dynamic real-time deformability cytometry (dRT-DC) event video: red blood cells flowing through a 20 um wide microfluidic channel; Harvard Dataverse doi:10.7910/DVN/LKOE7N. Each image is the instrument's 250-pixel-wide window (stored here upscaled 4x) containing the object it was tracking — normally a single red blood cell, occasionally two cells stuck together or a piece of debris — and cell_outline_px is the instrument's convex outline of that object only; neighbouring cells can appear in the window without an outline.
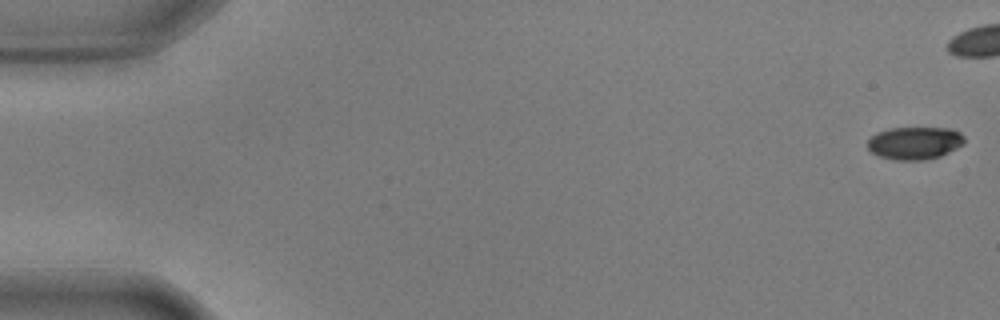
{"species": "common noctule bat (a hibernating species)", "species_latin": "Nyctalus noctula", "temperature_condition": "warm", "stored_images_in_passage": 45, "camera_frame_rate_fps": 3000, "um_per_image_px": 0.085, "animal": {"sex": "male", "body_mass_g": 17.9, "forearm_length_mm": 54.2}, "frame": {"image": 1, "passage_image": 1, "time_ms": 0.0, "image_size_px": [1000, 320], "cell_outline_px": [[964, 144], [940, 156], [924, 160], [896, 160], [880, 156], [872, 152], [868, 148], [868, 140], [876, 132], [888, 128], [952, 128], [960, 132], [964, 136]], "centroid_in_image_um": [77.76, 12.15], "position_along_channel_um": 7.2, "area_um2": 18.44}}
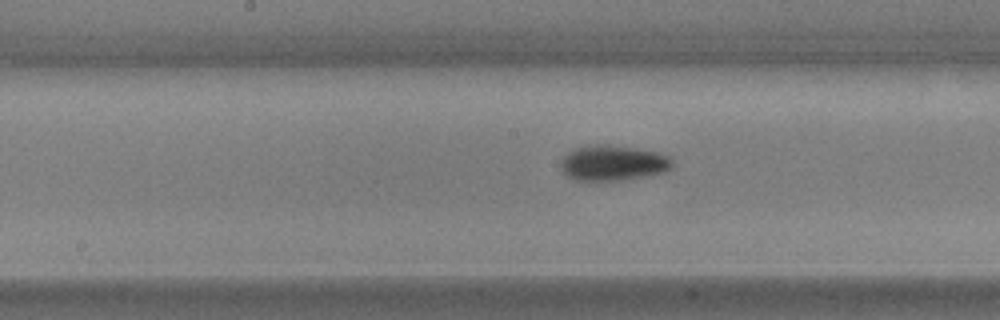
{"frame": {"image": 2, "passage_image": 29, "time_ms": 9.333, "image_size_px": [1000, 320], "cell_outline_px": [[672, 168], [664, 172], [648, 176], [616, 180], [576, 180], [568, 176], [560, 168], [560, 160], [572, 148], [588, 144], [608, 144], [636, 148], [656, 152], [668, 156], [672, 160]], "centroid_in_image_um": [52.07, 13.83], "position_along_channel_um": 196.1, "area_um2": 23.18}}
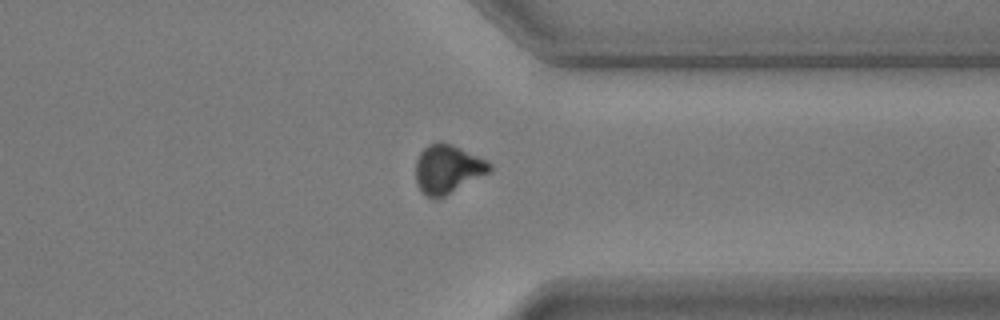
{"frame": {"image": 3, "passage_image": 44, "time_ms": 14.333, "image_size_px": [1000, 320], "cell_outline_px": [[492, 172], [444, 196], [428, 196], [420, 192], [416, 184], [416, 160], [420, 152], [428, 144], [436, 140], [440, 140], [452, 144], [492, 164]], "centroid_in_image_um": [38.04, 14.35], "position_along_channel_um": 373.4, "area_um2": 20.98}}